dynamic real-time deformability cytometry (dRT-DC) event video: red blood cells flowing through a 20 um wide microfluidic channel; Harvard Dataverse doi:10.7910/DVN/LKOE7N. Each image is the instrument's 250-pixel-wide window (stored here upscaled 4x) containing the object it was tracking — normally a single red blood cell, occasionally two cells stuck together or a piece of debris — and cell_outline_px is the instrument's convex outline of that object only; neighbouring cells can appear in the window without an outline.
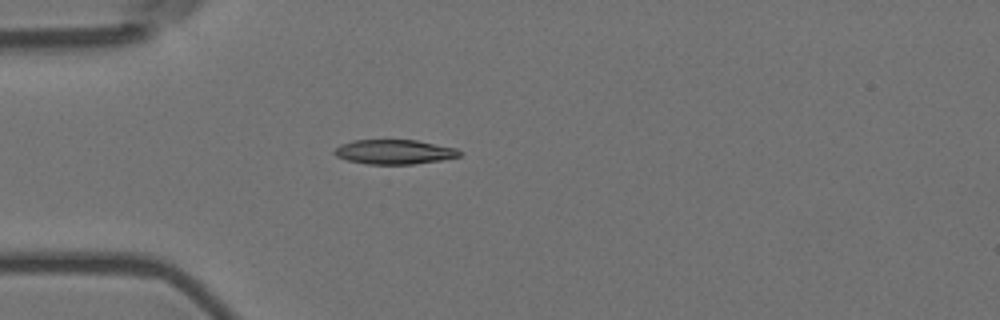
{"species": "Egyptian fruit bat (a non-hibernating species)", "species_latin": "Rousettus aegyptiacus", "temperature_condition": "room temperature", "stored_images_in_passage": 4, "camera_frame_rate_fps": 3000, "um_per_image_px": 0.085, "animal": {"sex": "female"}, "frame": {"image": 1, "passage_image": 1, "time_ms": 0.0, "image_size_px": [1000, 320], "cell_outline_px": [[464, 152], [460, 156], [440, 160], [412, 164], [368, 164], [348, 160], [336, 156], [332, 152], [340, 144], [352, 140], [416, 140], [456, 148]], "centroid_in_image_um": [33.51, 12.9], "position_along_channel_um": 51.5, "area_um2": 17.86}}
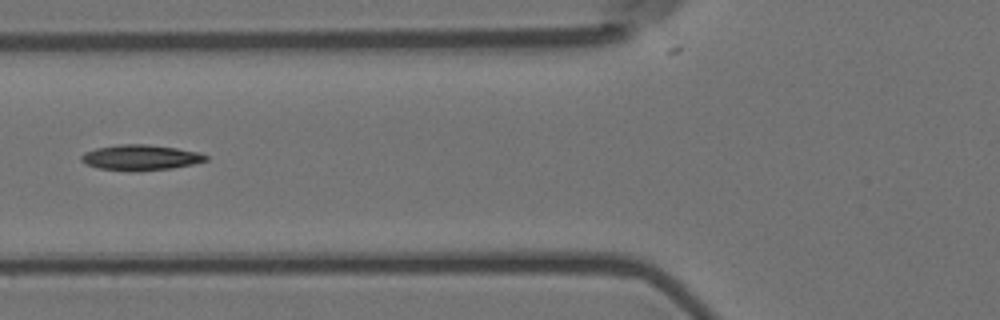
{"frame": {"image": 2, "passage_image": 3, "time_ms": 0.667, "image_size_px": [1000, 320], "cell_outline_px": [[208, 160], [192, 164], [172, 168], [136, 172], [128, 172], [96, 168], [80, 160], [80, 156], [84, 152], [96, 148], [120, 144], [148, 144], [176, 148], [200, 152], [208, 156]], "centroid_in_image_um": [11.93, 13.4], "position_along_channel_um": 113.9, "area_um2": 18.79}}